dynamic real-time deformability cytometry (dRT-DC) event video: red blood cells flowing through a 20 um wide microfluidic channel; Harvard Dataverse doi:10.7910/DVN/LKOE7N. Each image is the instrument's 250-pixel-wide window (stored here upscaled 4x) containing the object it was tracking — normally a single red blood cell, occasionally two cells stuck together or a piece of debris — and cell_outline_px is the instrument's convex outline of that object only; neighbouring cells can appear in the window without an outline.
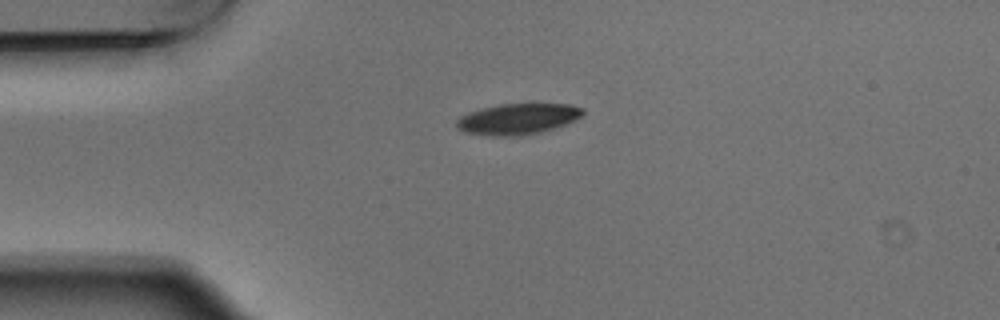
{"species": "Egyptian fruit bat (a non-hibernating species)", "species_latin": "Rousettus aegyptiacus", "temperature_condition": "warm", "stored_images_in_passage": 4, "camera_frame_rate_fps": 3000, "um_per_image_px": 0.085, "animal": {"sex": "male"}, "frame": {"image": 1, "passage_image": 1, "time_ms": 0.0, "image_size_px": [1000, 320], "cell_outline_px": [[584, 112], [580, 116], [564, 124], [540, 132], [520, 136], [492, 136], [464, 132], [456, 128], [456, 120], [460, 116], [468, 112], [500, 104], [568, 104], [584, 108]], "centroid_in_image_um": [43.95, 10.11], "position_along_channel_um": 41.0, "area_um2": 22.54}}
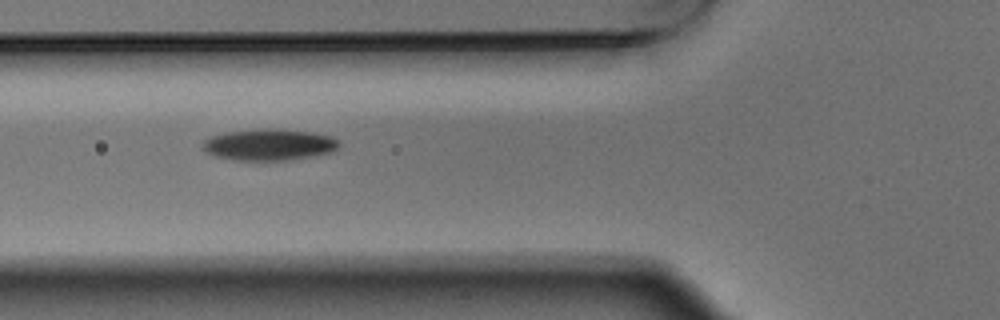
{"frame": {"image": 2, "passage_image": 3, "time_ms": 0.667, "image_size_px": [1000, 320], "cell_outline_px": [[340, 144], [332, 152], [312, 156], [288, 160], [236, 160], [216, 156], [208, 152], [204, 148], [204, 140], [212, 136], [228, 132], [312, 132], [332, 136], [340, 140]], "centroid_in_image_um": [22.94, 12.36], "position_along_channel_um": 102.9, "area_um2": 23.47}}
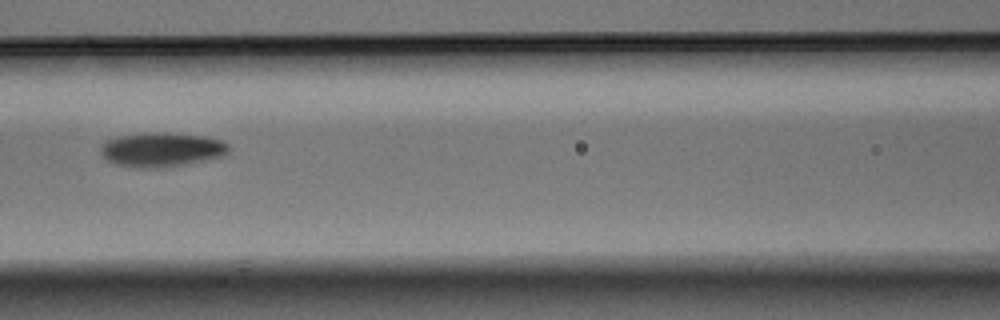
{"frame": {"image": 3, "passage_image": 4, "time_ms": 1.0, "image_size_px": [1000, 320], "cell_outline_px": [[228, 152], [224, 156], [188, 164], [164, 168], [132, 168], [116, 164], [104, 160], [100, 152], [100, 148], [108, 140], [120, 136], [144, 132], [160, 132], [204, 136], [220, 140], [228, 144]], "centroid_in_image_um": [13.72, 12.74], "position_along_channel_um": 152.9, "area_um2": 25.89}}